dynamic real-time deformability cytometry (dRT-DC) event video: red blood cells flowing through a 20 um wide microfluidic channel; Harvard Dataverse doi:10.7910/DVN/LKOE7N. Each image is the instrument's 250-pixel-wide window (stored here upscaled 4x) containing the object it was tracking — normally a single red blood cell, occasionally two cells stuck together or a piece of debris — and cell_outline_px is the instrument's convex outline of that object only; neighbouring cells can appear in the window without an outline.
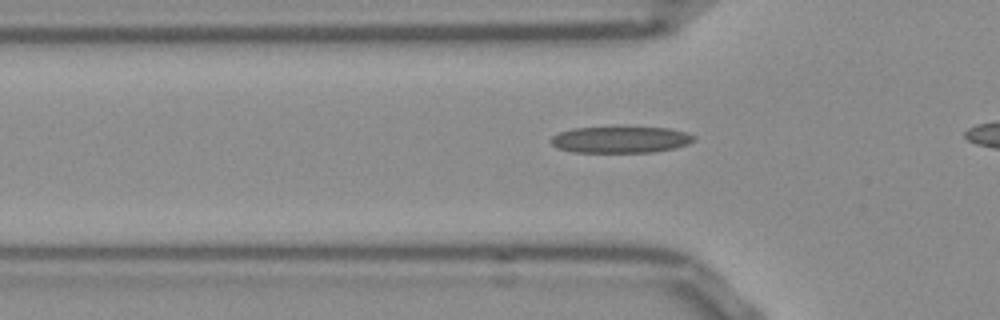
{"species": "Egyptian fruit bat (a non-hibernating species)", "species_latin": "Rousettus aegyptiacus", "temperature_condition": "room temperature", "stored_images_in_passage": 31, "camera_frame_rate_fps": 3000, "um_per_image_px": 0.085, "frame": {"image": 1, "passage_image": 3, "time_ms": 0.667, "image_size_px": [1000, 320], "cell_outline_px": [[696, 140], [688, 144], [672, 148], [652, 152], [572, 152], [556, 148], [548, 140], [552, 136], [560, 132], [572, 128], [624, 124], [668, 128], [684, 132], [696, 136]], "centroid_in_image_um": [52.71, 11.81], "position_along_channel_um": 73.1, "area_um2": 23.24}}
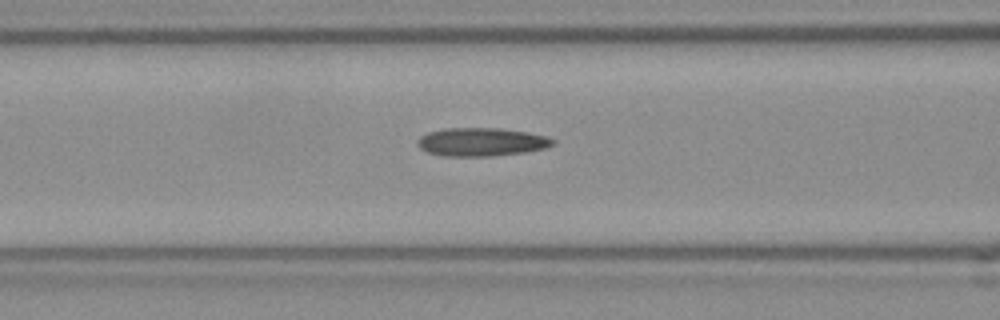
{"frame": {"image": 2, "passage_image": 7, "time_ms": 2.0, "image_size_px": [1000, 320], "cell_outline_px": [[556, 144], [544, 148], [524, 152], [488, 156], [444, 156], [428, 152], [420, 148], [416, 144], [416, 140], [420, 136], [428, 132], [444, 128], [500, 128], [528, 132], [548, 136], [556, 140]], "centroid_in_image_um": [40.92, 12.05], "position_along_channel_um": 125.7, "area_um2": 22.48}}
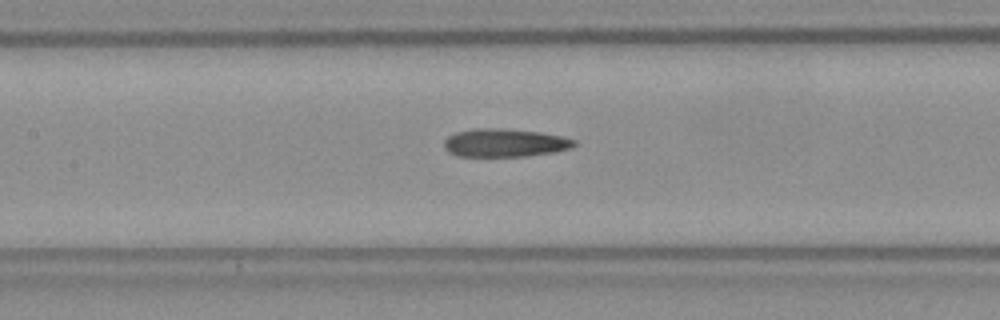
{"frame": {"image": 3, "passage_image": 10, "time_ms": 3.0, "image_size_px": [1000, 320], "cell_outline_px": [[576, 144], [572, 148], [556, 152], [524, 156], [460, 156], [448, 152], [444, 148], [444, 140], [448, 136], [456, 132], [476, 128], [504, 128], [540, 132], [564, 136], [576, 140]], "centroid_in_image_um": [42.93, 12.13], "position_along_channel_um": 164.5, "area_um2": 21.56}, "authors_computed_cell_mechanics": {"area_um2": 21.5016, "velocity_mm_per_s": 3.856, "shape_relaxation_time_tau1_ms": null, "shape_relaxation_time_tau2_ms": 6.63, "deformation_change_tau1": null, "deformation_change_tau2": 0.1914}}